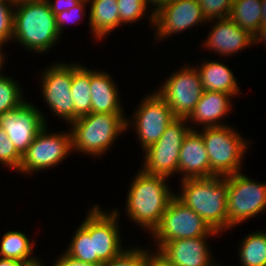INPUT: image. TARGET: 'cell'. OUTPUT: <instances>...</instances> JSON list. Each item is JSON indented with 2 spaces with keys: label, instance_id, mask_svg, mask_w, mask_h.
Returning <instances> with one entry per match:
<instances>
[{
  "label": "cell",
  "instance_id": "obj_21",
  "mask_svg": "<svg viewBox=\"0 0 266 266\" xmlns=\"http://www.w3.org/2000/svg\"><path fill=\"white\" fill-rule=\"evenodd\" d=\"M207 60V61H205ZM203 59L198 66L195 65L199 72L202 88L204 91H215L231 94L235 97L241 95L237 77L228 65L218 62L220 60Z\"/></svg>",
  "mask_w": 266,
  "mask_h": 266
},
{
  "label": "cell",
  "instance_id": "obj_12",
  "mask_svg": "<svg viewBox=\"0 0 266 266\" xmlns=\"http://www.w3.org/2000/svg\"><path fill=\"white\" fill-rule=\"evenodd\" d=\"M190 64H184L180 70L170 73L158 90H155L178 118L190 115L204 91L199 72L194 64Z\"/></svg>",
  "mask_w": 266,
  "mask_h": 266
},
{
  "label": "cell",
  "instance_id": "obj_10",
  "mask_svg": "<svg viewBox=\"0 0 266 266\" xmlns=\"http://www.w3.org/2000/svg\"><path fill=\"white\" fill-rule=\"evenodd\" d=\"M206 235L221 236L201 216L174 197L162 215L160 224L151 234V239L155 243L153 246H156L151 249L157 250L162 244L176 239H190Z\"/></svg>",
  "mask_w": 266,
  "mask_h": 266
},
{
  "label": "cell",
  "instance_id": "obj_2",
  "mask_svg": "<svg viewBox=\"0 0 266 266\" xmlns=\"http://www.w3.org/2000/svg\"><path fill=\"white\" fill-rule=\"evenodd\" d=\"M60 36L55 15L46 0L15 2L12 42L39 55L55 47Z\"/></svg>",
  "mask_w": 266,
  "mask_h": 266
},
{
  "label": "cell",
  "instance_id": "obj_27",
  "mask_svg": "<svg viewBox=\"0 0 266 266\" xmlns=\"http://www.w3.org/2000/svg\"><path fill=\"white\" fill-rule=\"evenodd\" d=\"M21 86L17 79L0 73V116L26 101Z\"/></svg>",
  "mask_w": 266,
  "mask_h": 266
},
{
  "label": "cell",
  "instance_id": "obj_38",
  "mask_svg": "<svg viewBox=\"0 0 266 266\" xmlns=\"http://www.w3.org/2000/svg\"><path fill=\"white\" fill-rule=\"evenodd\" d=\"M173 0H145L147 7L151 8L153 14H155L163 6L169 4Z\"/></svg>",
  "mask_w": 266,
  "mask_h": 266
},
{
  "label": "cell",
  "instance_id": "obj_25",
  "mask_svg": "<svg viewBox=\"0 0 266 266\" xmlns=\"http://www.w3.org/2000/svg\"><path fill=\"white\" fill-rule=\"evenodd\" d=\"M228 17L254 36L262 25L261 0H234Z\"/></svg>",
  "mask_w": 266,
  "mask_h": 266
},
{
  "label": "cell",
  "instance_id": "obj_31",
  "mask_svg": "<svg viewBox=\"0 0 266 266\" xmlns=\"http://www.w3.org/2000/svg\"><path fill=\"white\" fill-rule=\"evenodd\" d=\"M14 6L13 0L0 1V45L5 46L12 42L14 26Z\"/></svg>",
  "mask_w": 266,
  "mask_h": 266
},
{
  "label": "cell",
  "instance_id": "obj_41",
  "mask_svg": "<svg viewBox=\"0 0 266 266\" xmlns=\"http://www.w3.org/2000/svg\"><path fill=\"white\" fill-rule=\"evenodd\" d=\"M3 50H5V49H3V46L0 45V73L2 72V70L4 68V65H6V63H4L6 61L5 58H8V57H6L5 51H3Z\"/></svg>",
  "mask_w": 266,
  "mask_h": 266
},
{
  "label": "cell",
  "instance_id": "obj_23",
  "mask_svg": "<svg viewBox=\"0 0 266 266\" xmlns=\"http://www.w3.org/2000/svg\"><path fill=\"white\" fill-rule=\"evenodd\" d=\"M26 234L20 230L6 231L0 238V258L18 260L29 266H43L42 258L33 253L35 241Z\"/></svg>",
  "mask_w": 266,
  "mask_h": 266
},
{
  "label": "cell",
  "instance_id": "obj_9",
  "mask_svg": "<svg viewBox=\"0 0 266 266\" xmlns=\"http://www.w3.org/2000/svg\"><path fill=\"white\" fill-rule=\"evenodd\" d=\"M45 125L22 156L18 172L32 176L36 172L52 169L67 159L72 150V135L68 131L50 132Z\"/></svg>",
  "mask_w": 266,
  "mask_h": 266
},
{
  "label": "cell",
  "instance_id": "obj_15",
  "mask_svg": "<svg viewBox=\"0 0 266 266\" xmlns=\"http://www.w3.org/2000/svg\"><path fill=\"white\" fill-rule=\"evenodd\" d=\"M206 23L198 0H173L154 14V43Z\"/></svg>",
  "mask_w": 266,
  "mask_h": 266
},
{
  "label": "cell",
  "instance_id": "obj_22",
  "mask_svg": "<svg viewBox=\"0 0 266 266\" xmlns=\"http://www.w3.org/2000/svg\"><path fill=\"white\" fill-rule=\"evenodd\" d=\"M88 3V25L94 41L107 38L114 29L123 25L120 22L117 0H88Z\"/></svg>",
  "mask_w": 266,
  "mask_h": 266
},
{
  "label": "cell",
  "instance_id": "obj_16",
  "mask_svg": "<svg viewBox=\"0 0 266 266\" xmlns=\"http://www.w3.org/2000/svg\"><path fill=\"white\" fill-rule=\"evenodd\" d=\"M207 22L212 23L213 26L210 27L207 38H204L203 44L200 45L201 48L212 50L216 55H221L220 57L231 58L230 56L233 57L234 54L237 56V53L253 47V35L240 28L229 17Z\"/></svg>",
  "mask_w": 266,
  "mask_h": 266
},
{
  "label": "cell",
  "instance_id": "obj_34",
  "mask_svg": "<svg viewBox=\"0 0 266 266\" xmlns=\"http://www.w3.org/2000/svg\"><path fill=\"white\" fill-rule=\"evenodd\" d=\"M86 5H89L88 0H82L77 6L55 15L56 27L60 35L64 32L65 26L67 28V24L77 25L84 21L82 18L86 16Z\"/></svg>",
  "mask_w": 266,
  "mask_h": 266
},
{
  "label": "cell",
  "instance_id": "obj_18",
  "mask_svg": "<svg viewBox=\"0 0 266 266\" xmlns=\"http://www.w3.org/2000/svg\"><path fill=\"white\" fill-rule=\"evenodd\" d=\"M178 174L181 176L180 181L211 177L207 150L198 130L190 129L183 139L179 154Z\"/></svg>",
  "mask_w": 266,
  "mask_h": 266
},
{
  "label": "cell",
  "instance_id": "obj_39",
  "mask_svg": "<svg viewBox=\"0 0 266 266\" xmlns=\"http://www.w3.org/2000/svg\"><path fill=\"white\" fill-rule=\"evenodd\" d=\"M253 37L254 45L258 46L261 43L266 46V24H262L258 32Z\"/></svg>",
  "mask_w": 266,
  "mask_h": 266
},
{
  "label": "cell",
  "instance_id": "obj_13",
  "mask_svg": "<svg viewBox=\"0 0 266 266\" xmlns=\"http://www.w3.org/2000/svg\"><path fill=\"white\" fill-rule=\"evenodd\" d=\"M55 62L47 69L41 71L40 91L46 107H48L58 119L70 124L74 121V103L71 96L73 78V63ZM44 71V72H43Z\"/></svg>",
  "mask_w": 266,
  "mask_h": 266
},
{
  "label": "cell",
  "instance_id": "obj_17",
  "mask_svg": "<svg viewBox=\"0 0 266 266\" xmlns=\"http://www.w3.org/2000/svg\"><path fill=\"white\" fill-rule=\"evenodd\" d=\"M216 236L218 237V235H206L190 239H176L162 244L155 251L174 266H219L220 263L218 264L212 256L210 248L212 246L208 241L210 237Z\"/></svg>",
  "mask_w": 266,
  "mask_h": 266
},
{
  "label": "cell",
  "instance_id": "obj_6",
  "mask_svg": "<svg viewBox=\"0 0 266 266\" xmlns=\"http://www.w3.org/2000/svg\"><path fill=\"white\" fill-rule=\"evenodd\" d=\"M227 200L228 230L232 231L266 212V183L251 179L244 172L229 175Z\"/></svg>",
  "mask_w": 266,
  "mask_h": 266
},
{
  "label": "cell",
  "instance_id": "obj_32",
  "mask_svg": "<svg viewBox=\"0 0 266 266\" xmlns=\"http://www.w3.org/2000/svg\"><path fill=\"white\" fill-rule=\"evenodd\" d=\"M22 162V156L15 149L14 144L8 139L7 134L0 126V164L18 172Z\"/></svg>",
  "mask_w": 266,
  "mask_h": 266
},
{
  "label": "cell",
  "instance_id": "obj_35",
  "mask_svg": "<svg viewBox=\"0 0 266 266\" xmlns=\"http://www.w3.org/2000/svg\"><path fill=\"white\" fill-rule=\"evenodd\" d=\"M54 15L77 6L82 0H46Z\"/></svg>",
  "mask_w": 266,
  "mask_h": 266
},
{
  "label": "cell",
  "instance_id": "obj_20",
  "mask_svg": "<svg viewBox=\"0 0 266 266\" xmlns=\"http://www.w3.org/2000/svg\"><path fill=\"white\" fill-rule=\"evenodd\" d=\"M109 72L90 69L91 112L125 114L118 85ZM123 106V107H122Z\"/></svg>",
  "mask_w": 266,
  "mask_h": 266
},
{
  "label": "cell",
  "instance_id": "obj_5",
  "mask_svg": "<svg viewBox=\"0 0 266 266\" xmlns=\"http://www.w3.org/2000/svg\"><path fill=\"white\" fill-rule=\"evenodd\" d=\"M207 150L211 177H226L243 171V159L250 143L231 124L218 127H206L198 130Z\"/></svg>",
  "mask_w": 266,
  "mask_h": 266
},
{
  "label": "cell",
  "instance_id": "obj_24",
  "mask_svg": "<svg viewBox=\"0 0 266 266\" xmlns=\"http://www.w3.org/2000/svg\"><path fill=\"white\" fill-rule=\"evenodd\" d=\"M71 96L74 103V120L91 113L90 69L75 60Z\"/></svg>",
  "mask_w": 266,
  "mask_h": 266
},
{
  "label": "cell",
  "instance_id": "obj_3",
  "mask_svg": "<svg viewBox=\"0 0 266 266\" xmlns=\"http://www.w3.org/2000/svg\"><path fill=\"white\" fill-rule=\"evenodd\" d=\"M175 197L220 234L228 231V176L184 179Z\"/></svg>",
  "mask_w": 266,
  "mask_h": 266
},
{
  "label": "cell",
  "instance_id": "obj_19",
  "mask_svg": "<svg viewBox=\"0 0 266 266\" xmlns=\"http://www.w3.org/2000/svg\"><path fill=\"white\" fill-rule=\"evenodd\" d=\"M233 98V95L223 92L203 91L194 110L186 118L190 128L192 130H198L199 127L202 129L206 127L225 126L227 123L223 122V120L231 112V108L234 105L232 103ZM190 122L193 126L197 125L198 128L193 127Z\"/></svg>",
  "mask_w": 266,
  "mask_h": 266
},
{
  "label": "cell",
  "instance_id": "obj_29",
  "mask_svg": "<svg viewBox=\"0 0 266 266\" xmlns=\"http://www.w3.org/2000/svg\"><path fill=\"white\" fill-rule=\"evenodd\" d=\"M117 3L120 22L122 24L129 25L131 23H136L144 19V17H146V15H148V13L150 12V16L148 15L146 18H148V23L153 28L154 14L152 13V11H149L145 0H117Z\"/></svg>",
  "mask_w": 266,
  "mask_h": 266
},
{
  "label": "cell",
  "instance_id": "obj_11",
  "mask_svg": "<svg viewBox=\"0 0 266 266\" xmlns=\"http://www.w3.org/2000/svg\"><path fill=\"white\" fill-rule=\"evenodd\" d=\"M148 93L140 99L141 102L132 112L130 119L128 116L126 119L127 130L135 131L143 151L157 142L167 126L176 118L170 106L156 91Z\"/></svg>",
  "mask_w": 266,
  "mask_h": 266
},
{
  "label": "cell",
  "instance_id": "obj_36",
  "mask_svg": "<svg viewBox=\"0 0 266 266\" xmlns=\"http://www.w3.org/2000/svg\"><path fill=\"white\" fill-rule=\"evenodd\" d=\"M145 266H174V265L168 262L157 251L152 252L151 248L146 247V265Z\"/></svg>",
  "mask_w": 266,
  "mask_h": 266
},
{
  "label": "cell",
  "instance_id": "obj_37",
  "mask_svg": "<svg viewBox=\"0 0 266 266\" xmlns=\"http://www.w3.org/2000/svg\"><path fill=\"white\" fill-rule=\"evenodd\" d=\"M63 254H61L60 256L57 255L58 257H56L55 262L52 266H100V265H95L92 263H87V262H81L78 260H75L71 257H69L68 255H66L63 251ZM43 266H45V264L43 263Z\"/></svg>",
  "mask_w": 266,
  "mask_h": 266
},
{
  "label": "cell",
  "instance_id": "obj_1",
  "mask_svg": "<svg viewBox=\"0 0 266 266\" xmlns=\"http://www.w3.org/2000/svg\"><path fill=\"white\" fill-rule=\"evenodd\" d=\"M131 180L126 195L125 214L132 223L151 235L176 193L169 186L168 178L144 173L140 168Z\"/></svg>",
  "mask_w": 266,
  "mask_h": 266
},
{
  "label": "cell",
  "instance_id": "obj_42",
  "mask_svg": "<svg viewBox=\"0 0 266 266\" xmlns=\"http://www.w3.org/2000/svg\"><path fill=\"white\" fill-rule=\"evenodd\" d=\"M262 3V24H266V0H261Z\"/></svg>",
  "mask_w": 266,
  "mask_h": 266
},
{
  "label": "cell",
  "instance_id": "obj_7",
  "mask_svg": "<svg viewBox=\"0 0 266 266\" xmlns=\"http://www.w3.org/2000/svg\"><path fill=\"white\" fill-rule=\"evenodd\" d=\"M186 118L176 117L157 142L143 152L141 170L144 173L171 178L178 174L179 154L183 139L190 130Z\"/></svg>",
  "mask_w": 266,
  "mask_h": 266
},
{
  "label": "cell",
  "instance_id": "obj_33",
  "mask_svg": "<svg viewBox=\"0 0 266 266\" xmlns=\"http://www.w3.org/2000/svg\"><path fill=\"white\" fill-rule=\"evenodd\" d=\"M234 0H198L206 21L227 18Z\"/></svg>",
  "mask_w": 266,
  "mask_h": 266
},
{
  "label": "cell",
  "instance_id": "obj_14",
  "mask_svg": "<svg viewBox=\"0 0 266 266\" xmlns=\"http://www.w3.org/2000/svg\"><path fill=\"white\" fill-rule=\"evenodd\" d=\"M43 114L37 105L34 106L27 100L0 116V126L21 156L26 153L38 132L48 125L46 121L48 118Z\"/></svg>",
  "mask_w": 266,
  "mask_h": 266
},
{
  "label": "cell",
  "instance_id": "obj_4",
  "mask_svg": "<svg viewBox=\"0 0 266 266\" xmlns=\"http://www.w3.org/2000/svg\"><path fill=\"white\" fill-rule=\"evenodd\" d=\"M125 114L90 113L69 124L72 150L96 158L106 154L127 131Z\"/></svg>",
  "mask_w": 266,
  "mask_h": 266
},
{
  "label": "cell",
  "instance_id": "obj_28",
  "mask_svg": "<svg viewBox=\"0 0 266 266\" xmlns=\"http://www.w3.org/2000/svg\"><path fill=\"white\" fill-rule=\"evenodd\" d=\"M70 241L63 251L66 255L81 262L94 264L93 238H90V234L81 225L76 228Z\"/></svg>",
  "mask_w": 266,
  "mask_h": 266
},
{
  "label": "cell",
  "instance_id": "obj_26",
  "mask_svg": "<svg viewBox=\"0 0 266 266\" xmlns=\"http://www.w3.org/2000/svg\"><path fill=\"white\" fill-rule=\"evenodd\" d=\"M238 251L241 266H266V232L258 230L243 236Z\"/></svg>",
  "mask_w": 266,
  "mask_h": 266
},
{
  "label": "cell",
  "instance_id": "obj_40",
  "mask_svg": "<svg viewBox=\"0 0 266 266\" xmlns=\"http://www.w3.org/2000/svg\"><path fill=\"white\" fill-rule=\"evenodd\" d=\"M0 266H29V265L14 259L0 258Z\"/></svg>",
  "mask_w": 266,
  "mask_h": 266
},
{
  "label": "cell",
  "instance_id": "obj_30",
  "mask_svg": "<svg viewBox=\"0 0 266 266\" xmlns=\"http://www.w3.org/2000/svg\"><path fill=\"white\" fill-rule=\"evenodd\" d=\"M133 246V247H132ZM125 248L117 256L103 263L101 266H145L146 265V248L145 246L132 245ZM142 247V248H141Z\"/></svg>",
  "mask_w": 266,
  "mask_h": 266
},
{
  "label": "cell",
  "instance_id": "obj_8",
  "mask_svg": "<svg viewBox=\"0 0 266 266\" xmlns=\"http://www.w3.org/2000/svg\"><path fill=\"white\" fill-rule=\"evenodd\" d=\"M103 209L101 205H92L80 224L90 234V238H93L94 264L100 266L126 248L122 246L123 239L119 228L121 211L117 208L109 212Z\"/></svg>",
  "mask_w": 266,
  "mask_h": 266
}]
</instances>
